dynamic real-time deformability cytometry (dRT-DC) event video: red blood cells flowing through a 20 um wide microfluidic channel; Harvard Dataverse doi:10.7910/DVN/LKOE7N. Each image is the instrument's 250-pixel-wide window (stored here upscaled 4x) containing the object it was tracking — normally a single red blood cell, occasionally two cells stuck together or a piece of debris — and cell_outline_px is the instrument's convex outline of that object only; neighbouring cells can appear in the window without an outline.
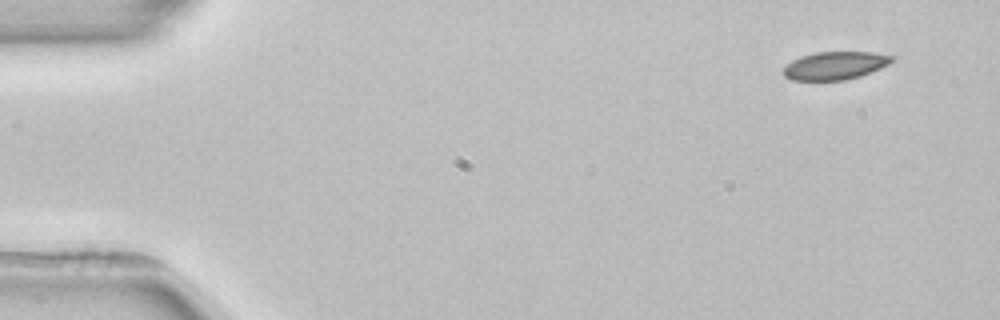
{"species": "common noctule bat (a hibernating species)", "species_latin": "Nyctalus noctula", "temperature_condition": "room temperature", "stored_images_in_passage": 4, "camera_frame_rate_fps": 3000, "um_per_image_px": 0.085, "animal": {"sex": "female", "body_mass_g": 22.7, "forearm_length_mm": 54.2}, "frame": {"image": 1, "passage_image": 1, "time_ms": 0.0, "image_size_px": [1000, 320], "cell_outline_px": [[896, 56], [888, 64], [880, 68], [860, 76], [844, 80], [792, 80], [784, 76], [784, 68], [792, 60], [800, 56], [816, 52], [872, 52]], "centroid_in_image_um": [70.98, 5.57], "position_along_channel_um": 14.0, "area_um2": 17.57}}
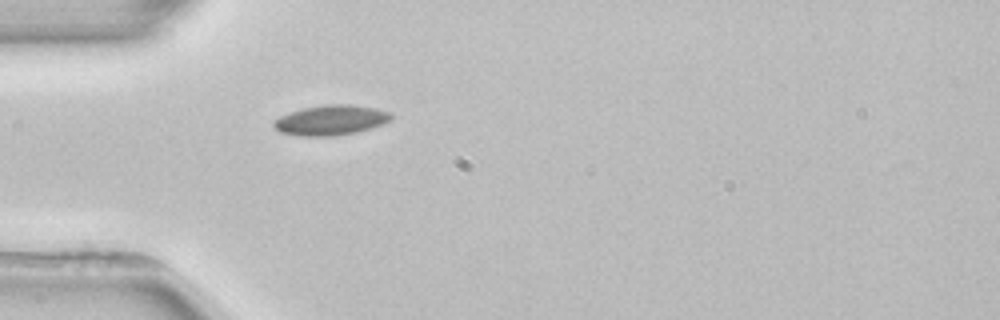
{"frame": {"image": 2, "passage_image": 4, "time_ms": 4.0, "image_size_px": [1000, 320], "cell_outline_px": [[392, 120], [372, 128], [356, 132], [332, 136], [300, 136], [280, 132], [272, 124], [280, 116], [304, 108], [324, 104], [352, 104], [376, 108], [392, 112]], "centroid_in_image_um": [28.18, 10.2], "position_along_channel_um": 56.8, "area_um2": 20.58}}